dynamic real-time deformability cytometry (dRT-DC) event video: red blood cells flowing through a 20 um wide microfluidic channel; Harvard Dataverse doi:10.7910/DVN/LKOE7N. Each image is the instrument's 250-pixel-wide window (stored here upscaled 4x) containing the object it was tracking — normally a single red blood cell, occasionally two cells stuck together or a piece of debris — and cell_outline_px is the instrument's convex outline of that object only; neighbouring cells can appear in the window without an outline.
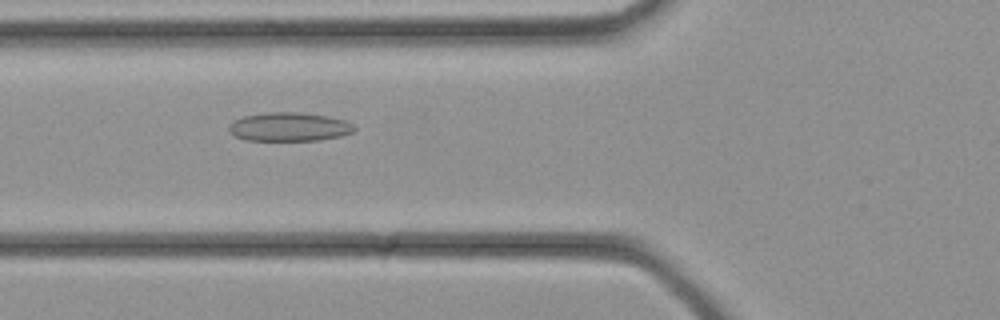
{"species": "common noctule bat (a hibernating species)", "species_latin": "Nyctalus noctula", "temperature_condition": "cold", "stored_images_in_passage": 35, "camera_frame_rate_fps": 3000, "um_per_image_px": 0.085, "animal": {"sex": "female", "body_mass_g": 21.9}, "frame": {"image": 1, "passage_image": 13, "time_ms": 4.0, "image_size_px": [1000, 320], "cell_outline_px": [[356, 128], [352, 132], [340, 136], [320, 140], [244, 140], [228, 132], [228, 124], [244, 116], [264, 112], [300, 112], [328, 116], [344, 120], [352, 124]], "centroid_in_image_um": [24.55, 10.78], "position_along_channel_um": 101.2, "area_um2": 21.04}}
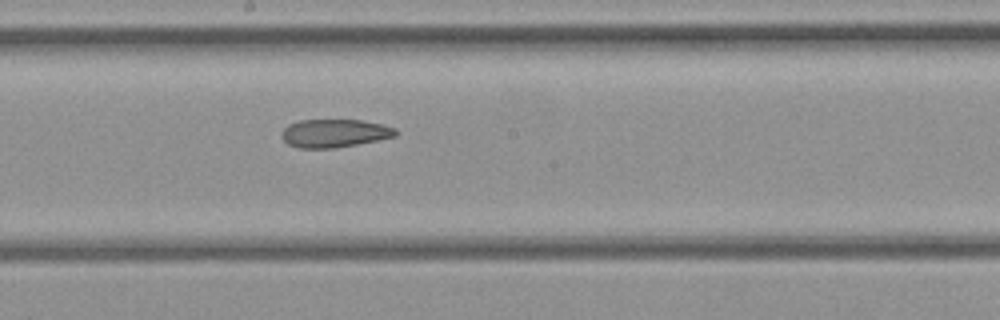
{"frame": {"image": 2, "passage_image": 19, "time_ms": 6.0, "image_size_px": [1000, 320], "cell_outline_px": [[400, 132], [396, 136], [356, 144], [332, 148], [300, 148], [288, 144], [280, 136], [280, 132], [288, 124], [300, 120], [360, 120], [380, 124], [396, 128]], "centroid_in_image_um": [28.41, 11.32], "position_along_channel_um": 219.8, "area_um2": 18.67}}
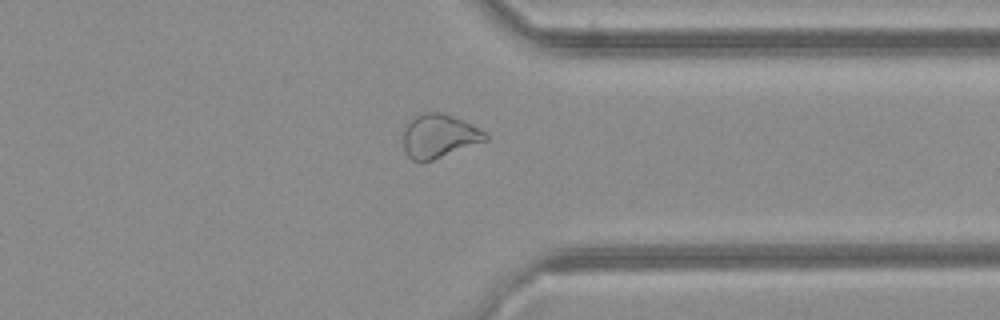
{"frame": {"image": 3, "passage_image": 27, "time_ms": 8.667, "image_size_px": [1000, 320], "cell_outline_px": [[488, 140], [424, 164], [420, 164], [412, 160], [404, 152], [404, 128], [412, 116], [424, 112], [444, 112], [464, 120], [480, 128], [488, 136]], "centroid_in_image_um": [37.3, 11.58], "position_along_channel_um": 374.1, "area_um2": 21.56}}